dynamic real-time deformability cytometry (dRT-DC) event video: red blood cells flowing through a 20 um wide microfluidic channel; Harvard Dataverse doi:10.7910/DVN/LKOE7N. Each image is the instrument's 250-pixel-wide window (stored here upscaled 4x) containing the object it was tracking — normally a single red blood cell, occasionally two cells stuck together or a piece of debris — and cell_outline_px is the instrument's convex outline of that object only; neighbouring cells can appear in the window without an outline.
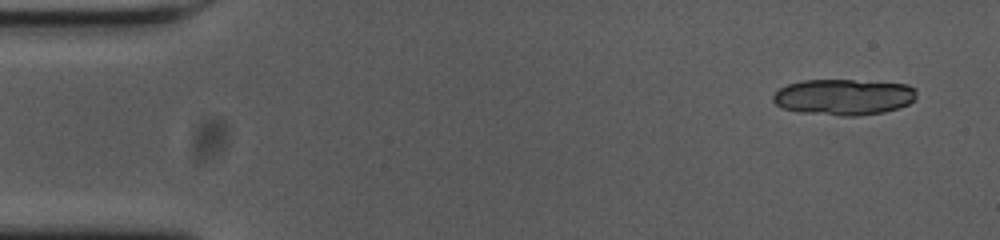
{"species": "common noctule bat (a hibernating species)", "species_latin": "Nyctalus noctula", "temperature_condition": "cold", "stored_images_in_passage": 15, "camera_frame_rate_fps": 3000, "um_per_image_px": 0.085, "animal": {"sex": "female", "body_mass_g": 23.0, "forearm_length_mm": 53.4}, "frame": {"image": 1, "passage_image": 1, "time_ms": 0.0, "image_size_px": [1000, 240], "cell_outline_px": [[916, 100], [908, 104], [884, 112], [856, 116], [840, 116], [800, 112], [784, 108], [776, 104], [772, 100], [772, 96], [780, 88], [788, 84], [804, 80], [852, 80], [908, 84], [916, 88]], "centroid_in_image_um": [71.73, 8.24], "position_along_channel_um": 13.3, "area_um2": 30.17}}